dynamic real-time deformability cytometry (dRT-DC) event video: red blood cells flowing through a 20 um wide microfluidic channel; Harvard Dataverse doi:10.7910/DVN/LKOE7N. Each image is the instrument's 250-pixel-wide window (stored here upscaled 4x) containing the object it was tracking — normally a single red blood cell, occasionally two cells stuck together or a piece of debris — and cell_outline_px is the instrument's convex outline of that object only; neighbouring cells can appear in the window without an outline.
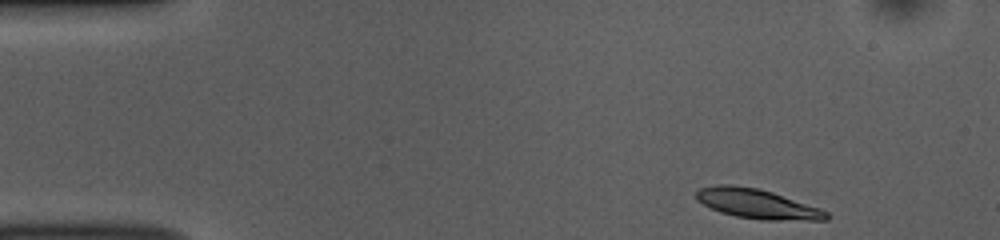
{"species": "common noctule bat (a hibernating species)", "species_latin": "Nyctalus noctula", "temperature_condition": "room temperature", "stored_images_in_passage": 47, "camera_frame_rate_fps": 3000, "um_per_image_px": 0.085, "animal": {"sex": "female", "body_mass_g": 10.0, "forearm_length_mm": 53.1}, "frame": {"image": 1, "passage_image": 1, "time_ms": 0.0, "image_size_px": [1000, 240], "cell_outline_px": [[832, 216], [828, 220], [760, 220], [736, 216], [720, 212], [696, 200], [696, 192], [700, 188], [716, 184], [732, 184], [760, 188], [820, 208], [828, 212]], "centroid_in_image_um": [64.38, 17.32], "position_along_channel_um": 20.6, "area_um2": 22.6}}
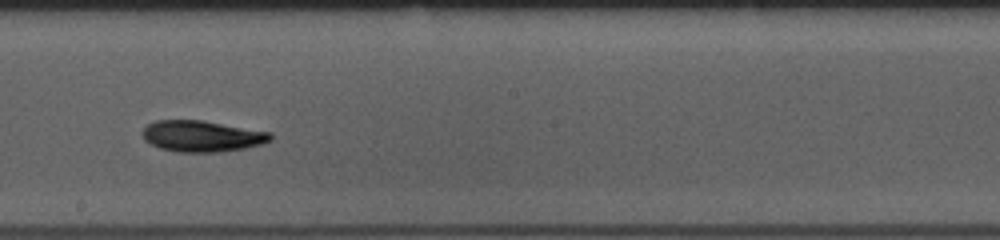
{"frame": {"image": 2, "passage_image": 24, "time_ms": 7.667, "image_size_px": [1000, 240], "cell_outline_px": [[272, 140], [264, 144], [244, 148], [220, 152], [176, 152], [160, 148], [144, 140], [140, 132], [148, 124], [156, 120], [204, 120], [272, 132]], "centroid_in_image_um": [17.18, 11.57], "position_along_channel_um": 231.0, "area_um2": 23.58}}
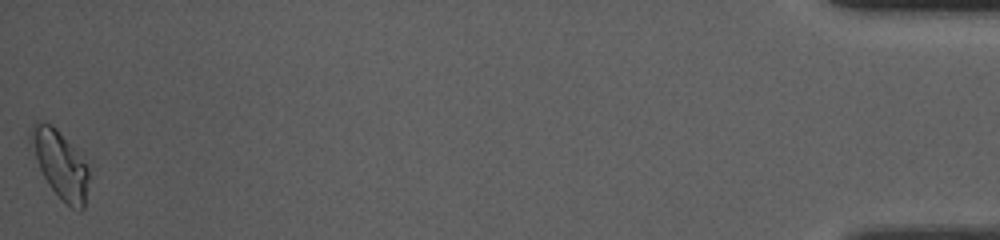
{"frame": {"image": 3, "passage_image": 47, "time_ms": 15.333, "image_size_px": [1000, 240], "cell_outline_px": [[88, 180], [84, 208], [80, 212], [72, 208], [48, 184], [28, 144], [28, 132], [32, 124], [36, 120], [52, 124], [56, 128], [76, 152], [88, 168]], "centroid_in_image_um": [5.05, 13.92], "position_along_channel_um": 430.2, "area_um2": 22.43}, "authors_computed_cell_mechanics": {"area_um2": 22.3108, "velocity_mm_per_s": 3.8204, "shape_relaxation_time_tau1_ms": 3.8017, "shape_relaxation_time_tau2_ms": 5.9873, "deformation_change_tau1": 0.1158, "deformation_change_tau2": 0.1009}}